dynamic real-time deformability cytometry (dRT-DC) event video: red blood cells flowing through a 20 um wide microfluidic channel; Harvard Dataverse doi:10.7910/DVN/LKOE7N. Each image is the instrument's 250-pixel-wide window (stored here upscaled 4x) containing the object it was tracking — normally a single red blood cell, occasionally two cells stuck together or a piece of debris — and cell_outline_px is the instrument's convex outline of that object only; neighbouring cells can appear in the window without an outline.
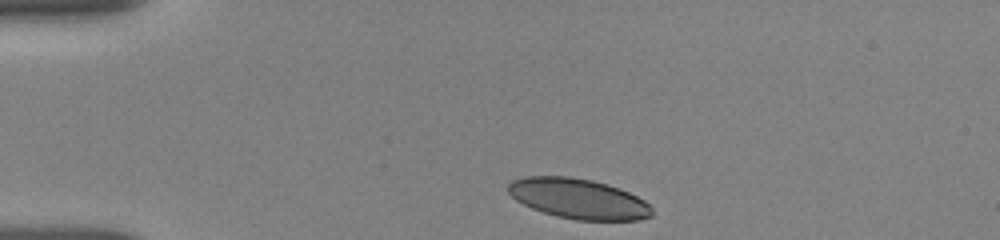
{"species": "human", "species_latin": "Homo sapiens", "temperature_condition": "room temperature", "stored_images_in_passage": 6, "camera_frame_rate_fps": 3000, "um_per_image_px": 0.085, "donor": {"sex": "female"}, "frame": {"image": 1, "passage_image": 1, "time_ms": 0.0, "image_size_px": [1000, 240], "cell_outline_px": [[652, 216], [640, 220], [576, 220], [556, 216], [532, 208], [516, 200], [508, 192], [508, 184], [512, 180], [524, 176], [568, 176], [592, 180], [608, 184], [620, 188], [644, 200], [652, 208]], "centroid_in_image_um": [49.16, 16.88], "position_along_channel_um": 35.8, "area_um2": 33.7}}
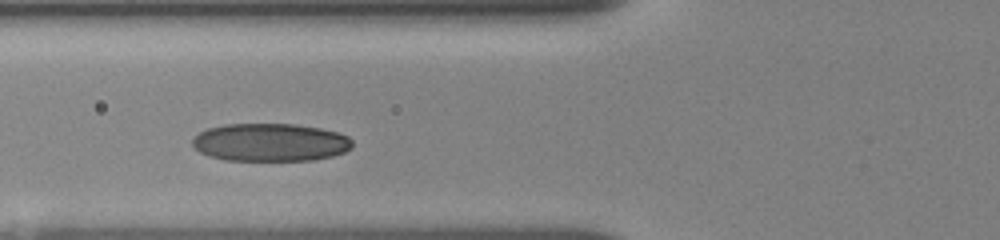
{"frame": {"image": 2, "passage_image": 4, "time_ms": 3.0, "image_size_px": [1000, 240], "cell_outline_px": [[352, 148], [344, 152], [332, 156], [312, 160], [224, 160], [200, 152], [192, 144], [192, 140], [200, 132], [208, 128], [224, 124], [296, 124], [320, 128], [336, 132], [348, 136], [352, 140]], "centroid_in_image_um": [22.99, 12.09], "position_along_channel_um": 102.8, "area_um2": 35.26}}
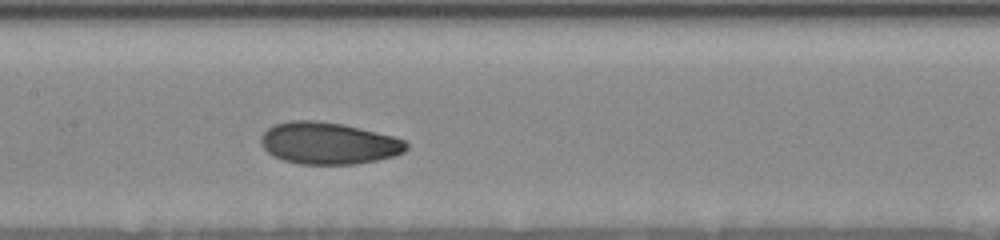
{"frame": {"image": 3, "passage_image": 6, "time_ms": 5.0, "image_size_px": [1000, 240], "cell_outline_px": [[408, 148], [404, 152], [392, 156], [376, 160], [356, 164], [300, 164], [284, 160], [272, 156], [260, 144], [260, 136], [268, 128], [276, 124], [292, 120], [312, 120], [344, 124], [392, 136], [404, 140], [408, 144]], "centroid_in_image_um": [27.9, 12.18], "position_along_channel_um": 179.5, "area_um2": 35.43}}